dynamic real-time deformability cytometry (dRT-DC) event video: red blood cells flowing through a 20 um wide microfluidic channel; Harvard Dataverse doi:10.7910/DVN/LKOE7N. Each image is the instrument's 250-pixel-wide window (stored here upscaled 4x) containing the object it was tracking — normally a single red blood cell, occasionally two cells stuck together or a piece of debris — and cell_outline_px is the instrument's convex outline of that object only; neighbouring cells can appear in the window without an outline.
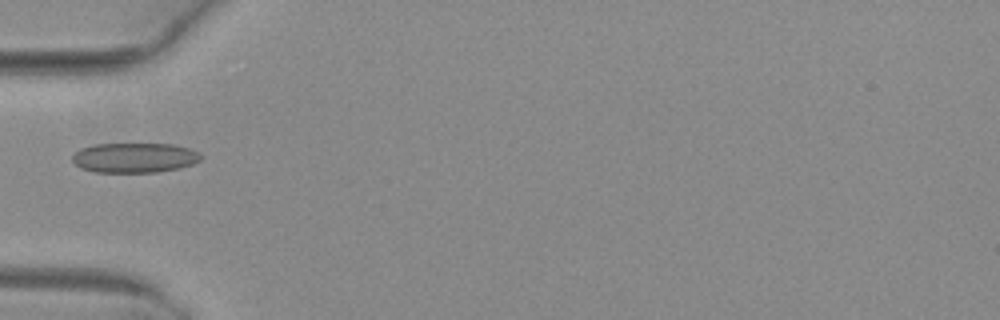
{"species": "common noctule bat (a hibernating species)", "species_latin": "Nyctalus noctula", "temperature_condition": "warm", "stored_images_in_passage": 4, "camera_frame_rate_fps": 3000, "um_per_image_px": 0.085, "animal": {"sex": "female", "body_mass_g": 29.2, "forearm_length_mm": 56.3}, "frame": {"image": 1, "passage_image": 4, "time_ms": 1.0, "image_size_px": [1000, 320], "cell_outline_px": [[204, 156], [200, 160], [192, 164], [180, 168], [156, 172], [96, 172], [80, 168], [72, 160], [72, 156], [80, 148], [92, 144], [172, 144], [188, 148], [200, 152]], "centroid_in_image_um": [11.44, 13.4], "position_along_channel_um": 73.6, "area_um2": 22.48}}